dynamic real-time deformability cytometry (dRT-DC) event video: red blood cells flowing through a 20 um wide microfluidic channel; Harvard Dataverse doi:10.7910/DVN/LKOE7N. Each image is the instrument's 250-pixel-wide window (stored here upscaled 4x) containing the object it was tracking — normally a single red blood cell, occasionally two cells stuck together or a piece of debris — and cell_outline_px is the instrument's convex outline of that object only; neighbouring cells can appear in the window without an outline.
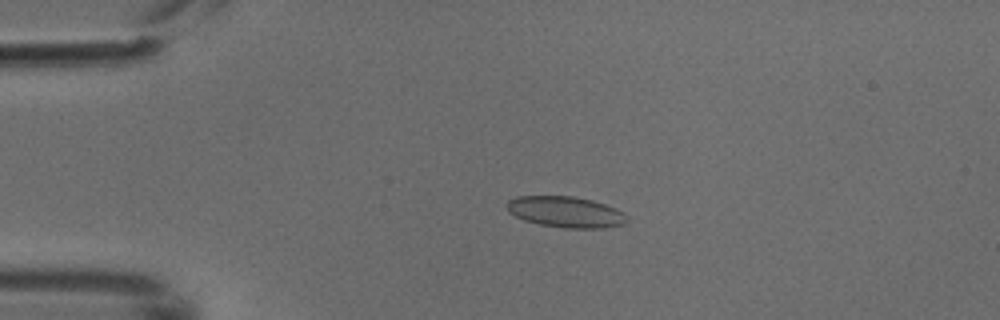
{"species": "common noctule bat (a hibernating species)", "species_latin": "Nyctalus noctula", "temperature_condition": "cold", "stored_images_in_passage": 4, "camera_frame_rate_fps": 3000, "um_per_image_px": 0.085, "animal": {"sex": "male", "body_mass_g": 18.8}, "frame": {"image": 1, "passage_image": 3, "time_ms": 0.667, "image_size_px": [1000, 320], "cell_outline_px": [[628, 220], [624, 224], [604, 228], [564, 228], [540, 224], [524, 220], [508, 212], [504, 204], [508, 200], [516, 196], [572, 196], [592, 200], [616, 208], [624, 212], [628, 216]], "centroid_in_image_um": [48.08, 18.01], "position_along_channel_um": 36.9, "area_um2": 21.91}}